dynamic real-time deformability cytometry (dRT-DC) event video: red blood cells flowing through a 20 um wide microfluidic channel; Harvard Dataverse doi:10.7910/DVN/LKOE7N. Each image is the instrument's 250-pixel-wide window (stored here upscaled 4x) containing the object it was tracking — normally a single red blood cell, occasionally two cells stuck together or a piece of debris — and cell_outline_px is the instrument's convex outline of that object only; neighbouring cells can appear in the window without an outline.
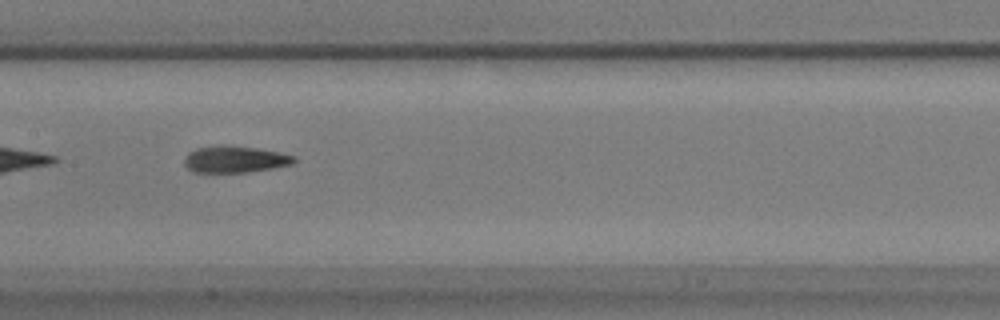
{"species": "common noctule bat (a hibernating species)", "species_latin": "Nyctalus noctula", "temperature_condition": "warm", "stored_images_in_passage": 39, "camera_frame_rate_fps": 3000, "um_per_image_px": 0.085, "animal": {"sex": "male", "body_mass_g": 17.9}, "frame": {"image": 1, "passage_image": 12, "time_ms": 3.667, "image_size_px": [1000, 320], "cell_outline_px": [[296, 160], [292, 164], [272, 168], [248, 172], [192, 172], [184, 164], [184, 160], [188, 152], [196, 148], [260, 148], [280, 152], [296, 156]], "centroid_in_image_um": [20.01, 13.58], "position_along_channel_um": 187.4, "area_um2": 16.36}}
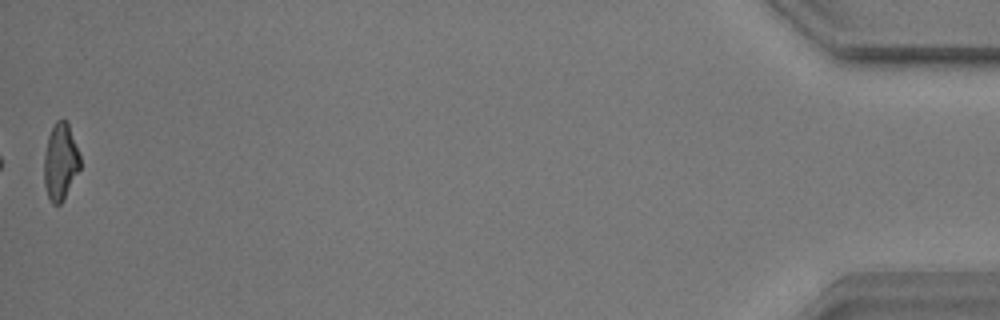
{"frame": {"image": 2, "passage_image": 39, "time_ms": 12.667, "image_size_px": [1000, 320], "cell_outline_px": [[80, 168], [64, 200], [60, 204], [52, 204], [48, 196], [44, 184], [44, 156], [48, 136], [56, 120], [64, 120], [68, 124], [80, 156]], "centroid_in_image_um": [5.13, 13.78], "position_along_channel_um": 430.1, "area_um2": 15.95}, "authors_computed_cell_mechanics": {"area_um2": 16.8776, "velocity_mm_per_s": 3.7504, "shape_relaxation_time_tau1_ms": 5.6897, "shape_relaxation_time_tau2_ms": 3.4555, "deformation_change_tau1": 0.2303, "deformation_change_tau2": 0.1143}}